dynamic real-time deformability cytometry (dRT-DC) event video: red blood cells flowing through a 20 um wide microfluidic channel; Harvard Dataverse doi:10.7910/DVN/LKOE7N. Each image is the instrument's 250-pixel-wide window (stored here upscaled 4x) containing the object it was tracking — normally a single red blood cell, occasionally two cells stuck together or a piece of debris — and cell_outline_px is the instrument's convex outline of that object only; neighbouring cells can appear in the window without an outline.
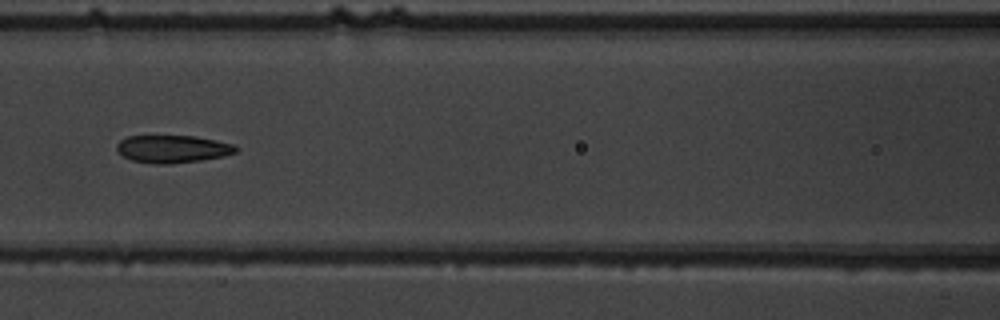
{"species": "common noctule bat (a hibernating species)", "species_latin": "Nyctalus noctula", "temperature_condition": "warm", "stored_images_in_passage": 8, "camera_frame_rate_fps": 3000, "um_per_image_px": 0.085, "animal": {"sex": "male", "body_mass_g": 19.5, "forearm_length_mm": 54.6}, "frame": {"image": 1, "passage_image": 8, "time_ms": 8.0, "image_size_px": [1000, 320], "cell_outline_px": [[240, 148], [236, 152], [224, 156], [200, 160], [168, 164], [152, 164], [132, 160], [124, 156], [116, 148], [116, 144], [120, 140], [128, 136], [196, 136], [216, 140], [232, 144]], "centroid_in_image_um": [14.68, 12.66], "position_along_channel_um": 151.9, "area_um2": 19.13}}